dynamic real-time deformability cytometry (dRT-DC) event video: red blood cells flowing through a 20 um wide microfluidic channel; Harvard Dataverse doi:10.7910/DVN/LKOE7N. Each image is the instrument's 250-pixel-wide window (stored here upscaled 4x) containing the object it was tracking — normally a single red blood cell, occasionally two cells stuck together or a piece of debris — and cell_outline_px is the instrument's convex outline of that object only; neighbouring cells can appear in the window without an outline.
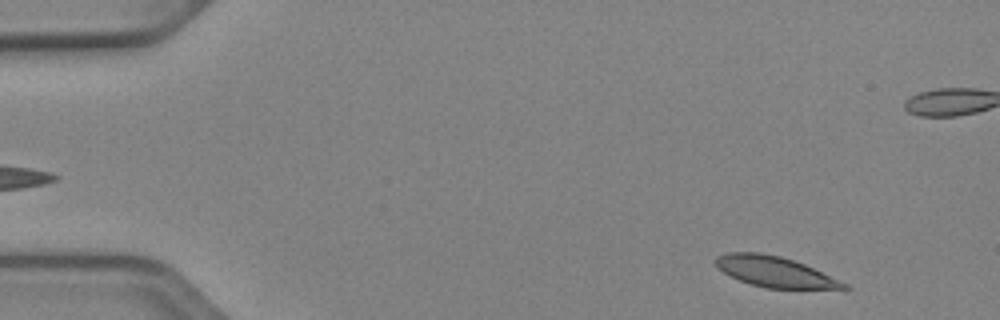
{"species": "Egyptian fruit bat (a non-hibernating species)", "species_latin": "Rousettus aegyptiacus", "temperature_condition": "cold", "stored_images_in_passage": 50, "camera_frame_rate_fps": 3000, "um_per_image_px": 0.085, "animal": {"sex": "female"}, "frame": {"image": 1, "passage_image": 2, "time_ms": 0.333, "image_size_px": [1000, 320], "cell_outline_px": [[852, 288], [764, 288], [740, 280], [724, 272], [716, 264], [716, 256], [728, 252], [760, 252], [780, 256], [804, 264], [848, 284]], "centroid_in_image_um": [65.84, 23.08], "position_along_channel_um": 19.2, "area_um2": 22.31}}
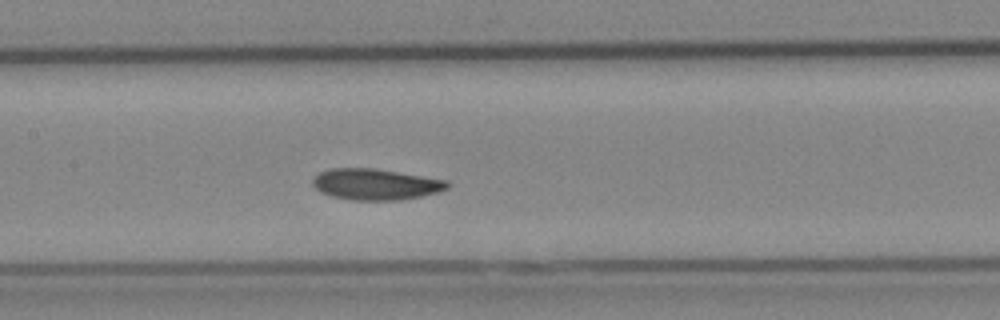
{"frame": {"image": 2, "passage_image": 22, "time_ms": 7.0, "image_size_px": [1000, 320], "cell_outline_px": [[452, 184], [448, 188], [436, 192], [420, 196], [400, 200], [352, 200], [332, 196], [320, 192], [312, 184], [312, 180], [320, 172], [332, 168], [372, 168], [448, 180]], "centroid_in_image_um": [31.93, 15.66], "position_along_channel_um": 175.5, "area_um2": 24.28}}
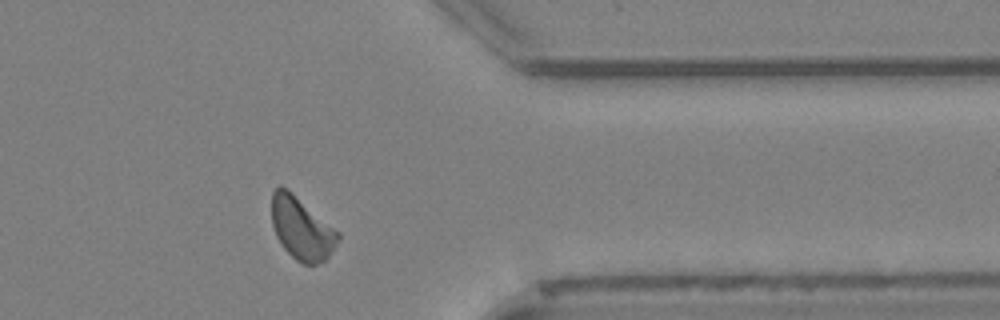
{"frame": {"image": 3, "passage_image": 39, "time_ms": 12.667, "image_size_px": [1000, 320], "cell_outline_px": [[340, 236], [328, 256], [324, 260], [316, 264], [304, 264], [296, 260], [280, 244], [276, 236], [272, 224], [272, 192], [280, 184], [288, 188], [340, 232]], "centroid_in_image_um": [25.62, 19.38], "position_along_channel_um": 385.8, "area_um2": 24.16}, "authors_computed_cell_mechanics": {"area_um2": 23.8136, "velocity_mm_per_s": 3.9112, "shape_relaxation_time_tau1_ms": 3.8426, "shape_relaxation_time_tau2_ms": 5.676, "deformation_change_tau1": 0.1083, "deformation_change_tau2": 0.1024}}